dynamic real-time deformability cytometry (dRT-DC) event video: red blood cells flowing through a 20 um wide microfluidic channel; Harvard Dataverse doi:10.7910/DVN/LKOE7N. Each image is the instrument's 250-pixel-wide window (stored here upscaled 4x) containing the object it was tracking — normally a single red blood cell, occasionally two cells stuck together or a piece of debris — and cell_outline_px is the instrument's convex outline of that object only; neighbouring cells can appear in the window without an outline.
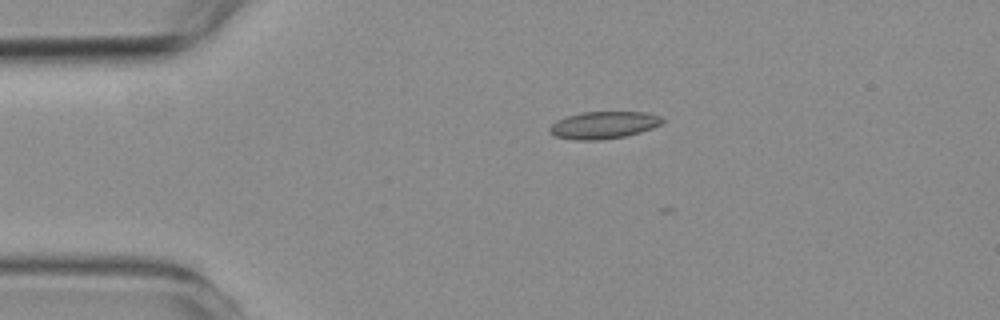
{"species": "common noctule bat (a hibernating species)", "species_latin": "Nyctalus noctula", "temperature_condition": "room temperature", "stored_images_in_passage": 40, "camera_frame_rate_fps": 3000, "um_per_image_px": 0.085, "animal": {"sex": "female", "body_mass_g": 19.3, "forearm_length_mm": 54.1}, "frame": {"image": 1, "passage_image": 1, "time_ms": 0.0, "image_size_px": [1000, 320], "cell_outline_px": [[664, 120], [660, 124], [652, 128], [640, 132], [624, 136], [596, 140], [576, 140], [556, 136], [548, 132], [548, 128], [556, 120], [580, 112], [644, 112], [660, 116]], "centroid_in_image_um": [51.27, 10.62], "position_along_channel_um": 33.7, "area_um2": 17.74}}
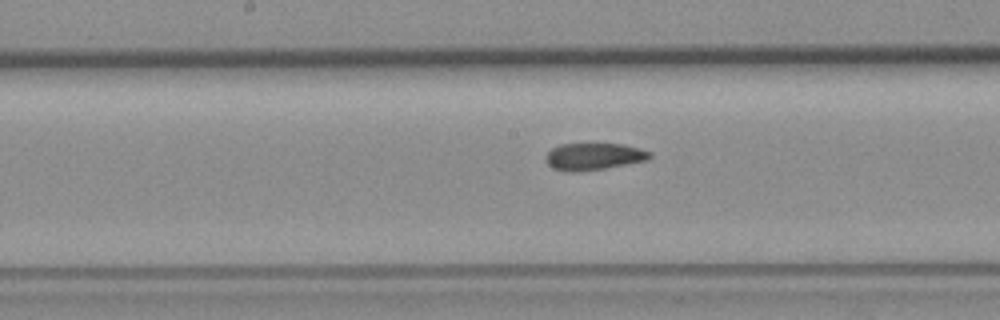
{"frame": {"image": 2, "passage_image": 17, "time_ms": 5.333, "image_size_px": [1000, 320], "cell_outline_px": [[652, 156], [648, 160], [604, 168], [576, 172], [568, 172], [552, 168], [544, 160], [548, 152], [552, 148], [560, 144], [620, 144], [652, 152]], "centroid_in_image_um": [50.43, 13.31], "position_along_channel_um": 197.8, "area_um2": 16.24}}
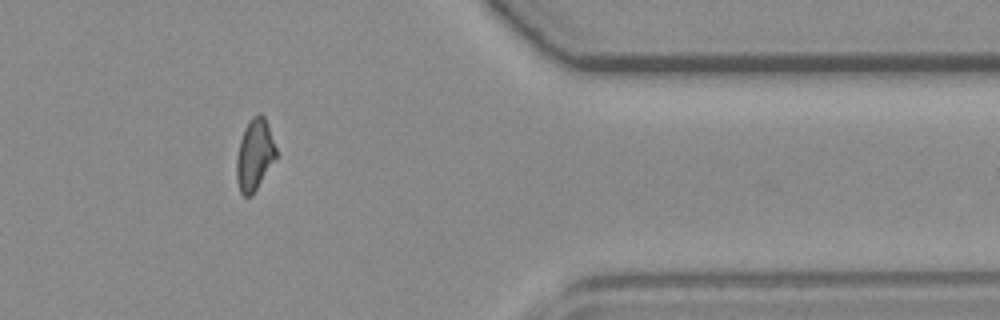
{"frame": {"image": 3, "passage_image": 34, "time_ms": 11.0, "image_size_px": [1000, 320], "cell_outline_px": [[276, 156], [252, 196], [244, 196], [240, 192], [236, 180], [236, 160], [240, 140], [244, 128], [252, 116], [260, 112], [264, 116], [276, 148]], "centroid_in_image_um": [21.61, 13.15], "position_along_channel_um": 389.8, "area_um2": 16.24}, "authors_computed_cell_mechanics": {"area_um2": 16.7042, "velocity_mm_per_s": 3.8223, "shape_relaxation_time_tau1_ms": null, "shape_relaxation_time_tau2_ms": 2.8062, "deformation_change_tau1": null, "deformation_change_tau2": 0.0756}}